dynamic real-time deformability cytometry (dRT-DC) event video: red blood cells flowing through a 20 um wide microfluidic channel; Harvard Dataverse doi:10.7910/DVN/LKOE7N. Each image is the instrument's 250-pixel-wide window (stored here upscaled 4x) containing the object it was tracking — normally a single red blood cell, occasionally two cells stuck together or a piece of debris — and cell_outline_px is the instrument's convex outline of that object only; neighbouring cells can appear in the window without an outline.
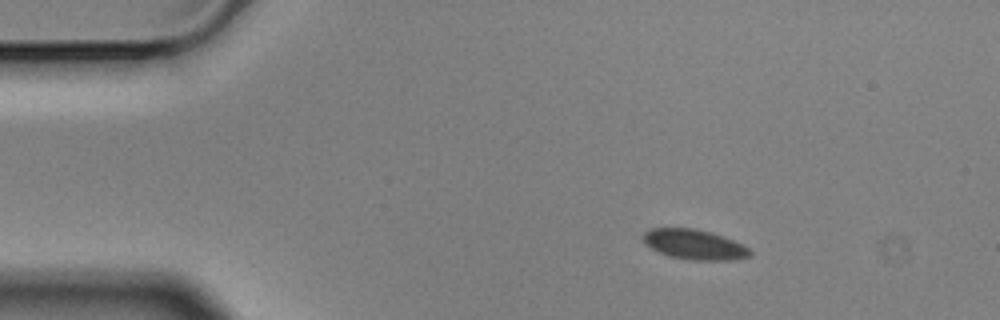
{"species": "Egyptian fruit bat (a non-hibernating species)", "species_latin": "Rousettus aegyptiacus", "temperature_condition": "cold", "stored_images_in_passage": 3, "camera_frame_rate_fps": 3000, "um_per_image_px": 0.085, "animal": {"sex": "male"}, "frame": {"image": 1, "passage_image": 2, "time_ms": 0.333, "image_size_px": [1000, 320], "cell_outline_px": [[752, 256], [732, 260], [692, 260], [668, 256], [644, 244], [640, 236], [644, 232], [652, 228], [692, 228], [712, 232], [744, 244], [752, 252]], "centroid_in_image_um": [59.02, 20.78], "position_along_channel_um": 26.0, "area_um2": 18.9}}